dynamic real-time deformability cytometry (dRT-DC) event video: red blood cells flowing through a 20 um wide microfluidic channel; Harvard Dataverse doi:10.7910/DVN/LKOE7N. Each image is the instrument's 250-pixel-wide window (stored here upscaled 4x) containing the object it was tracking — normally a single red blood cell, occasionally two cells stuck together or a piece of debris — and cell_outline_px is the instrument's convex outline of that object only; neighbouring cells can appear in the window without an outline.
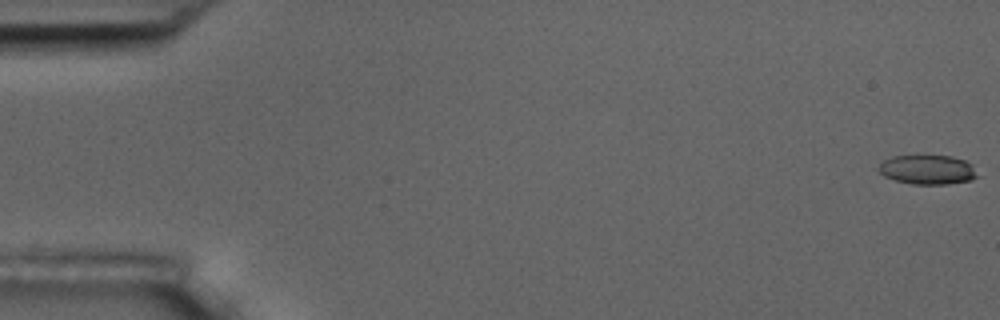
{"species": "common noctule bat (a hibernating species)", "species_latin": "Nyctalus noctula", "temperature_condition": "room temperature", "stored_images_in_passage": 9, "camera_frame_rate_fps": 3000, "um_per_image_px": 0.085, "animal": {"sex": "male", "body_mass_g": 17.5, "forearm_length_mm": 52.3}, "frame": {"image": 1, "passage_image": 1, "time_ms": 0.0, "image_size_px": [1000, 320], "cell_outline_px": [[980, 176], [972, 180], [948, 184], [912, 184], [896, 180], [884, 176], [876, 168], [884, 160], [892, 156], [916, 152], [952, 156], [964, 160], [972, 164]], "centroid_in_image_um": [78.84, 14.36], "position_along_channel_um": 6.2, "area_um2": 17.86}}
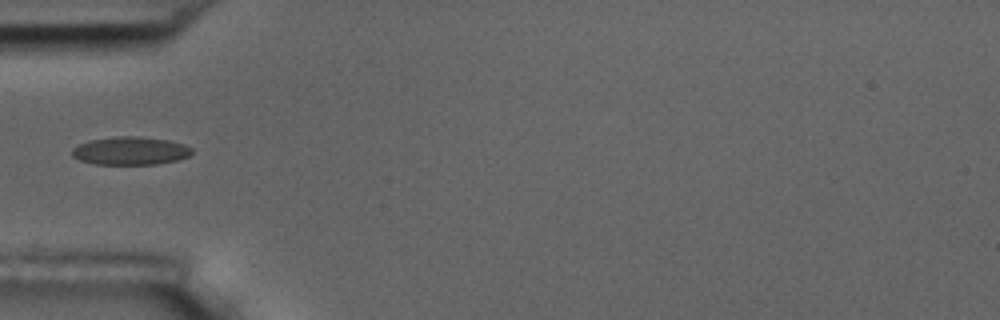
{"frame": {"image": 2, "passage_image": 6, "time_ms": 6.0, "image_size_px": [1000, 320], "cell_outline_px": [[192, 152], [188, 156], [176, 160], [156, 164], [96, 164], [80, 160], [72, 156], [72, 148], [88, 140], [120, 136], [140, 136], [168, 140], [184, 144], [192, 148]], "centroid_in_image_um": [11.08, 12.81], "position_along_channel_um": 73.9, "area_um2": 19.54}}
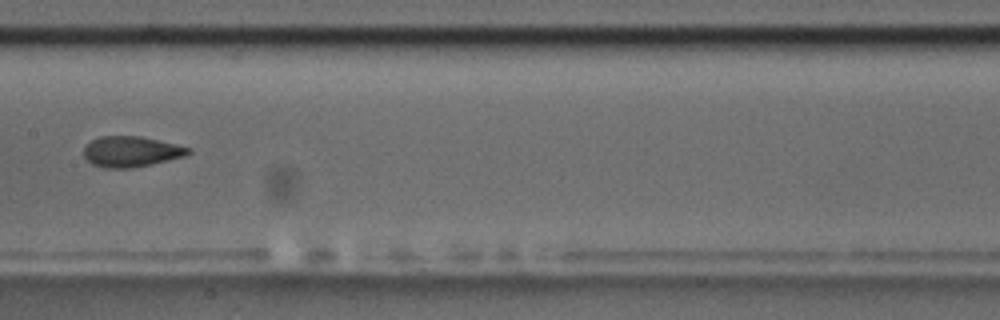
{"frame": {"image": 3, "passage_image": 9, "time_ms": 9.333, "image_size_px": [1000, 320], "cell_outline_px": [[192, 152], [184, 156], [152, 164], [132, 168], [104, 168], [92, 164], [84, 156], [84, 148], [92, 140], [100, 136], [140, 136], [192, 148]], "centroid_in_image_um": [11.15, 12.89], "position_along_channel_um": 196.3, "area_um2": 18.55}}